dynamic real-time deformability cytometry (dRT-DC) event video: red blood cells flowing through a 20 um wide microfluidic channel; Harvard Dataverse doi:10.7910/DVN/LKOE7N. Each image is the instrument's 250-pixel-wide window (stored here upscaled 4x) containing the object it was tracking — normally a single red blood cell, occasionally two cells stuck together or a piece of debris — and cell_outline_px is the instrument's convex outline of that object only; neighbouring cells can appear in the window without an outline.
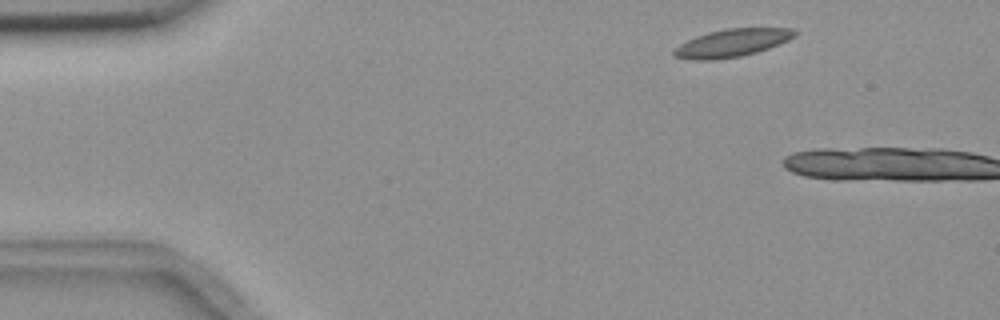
{"species": "common noctule bat (a hibernating species)", "species_latin": "Nyctalus noctula", "temperature_condition": "room temperature", "stored_images_in_passage": 6, "camera_frame_rate_fps": 3000, "um_per_image_px": 0.085, "animal": {"sex": "female", "body_mass_g": 18.4}, "frame": {"image": 1, "passage_image": 6, "time_ms": 6.0, "image_size_px": [1000, 320], "cell_outline_px": [[800, 32], [796, 36], [780, 44], [756, 52], [740, 56], [712, 60], [692, 60], [672, 56], [672, 52], [680, 44], [696, 36], [708, 32], [724, 28], [792, 28]], "centroid_in_image_um": [62.24, 3.64], "position_along_channel_um": 22.8, "area_um2": 19.65}}